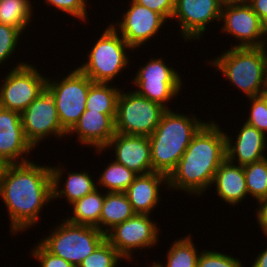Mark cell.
Instances as JSON below:
<instances>
[{
    "mask_svg": "<svg viewBox=\"0 0 267 267\" xmlns=\"http://www.w3.org/2000/svg\"><path fill=\"white\" fill-rule=\"evenodd\" d=\"M147 267H160L156 262H153V264L151 265L150 263V266L148 265Z\"/></svg>",
    "mask_w": 267,
    "mask_h": 267,
    "instance_id": "41",
    "label": "cell"
},
{
    "mask_svg": "<svg viewBox=\"0 0 267 267\" xmlns=\"http://www.w3.org/2000/svg\"><path fill=\"white\" fill-rule=\"evenodd\" d=\"M249 5L267 27V0H251Z\"/></svg>",
    "mask_w": 267,
    "mask_h": 267,
    "instance_id": "38",
    "label": "cell"
},
{
    "mask_svg": "<svg viewBox=\"0 0 267 267\" xmlns=\"http://www.w3.org/2000/svg\"><path fill=\"white\" fill-rule=\"evenodd\" d=\"M48 7L53 6L58 11L79 19L82 22H86L88 16V0H43Z\"/></svg>",
    "mask_w": 267,
    "mask_h": 267,
    "instance_id": "34",
    "label": "cell"
},
{
    "mask_svg": "<svg viewBox=\"0 0 267 267\" xmlns=\"http://www.w3.org/2000/svg\"><path fill=\"white\" fill-rule=\"evenodd\" d=\"M21 119L25 137L34 149L47 137H68L60 124L53 96L46 89L21 113Z\"/></svg>",
    "mask_w": 267,
    "mask_h": 267,
    "instance_id": "12",
    "label": "cell"
},
{
    "mask_svg": "<svg viewBox=\"0 0 267 267\" xmlns=\"http://www.w3.org/2000/svg\"><path fill=\"white\" fill-rule=\"evenodd\" d=\"M167 109L161 116L150 141L152 172L166 176L175 169L194 135L206 123L194 113H177Z\"/></svg>",
    "mask_w": 267,
    "mask_h": 267,
    "instance_id": "3",
    "label": "cell"
},
{
    "mask_svg": "<svg viewBox=\"0 0 267 267\" xmlns=\"http://www.w3.org/2000/svg\"><path fill=\"white\" fill-rule=\"evenodd\" d=\"M250 100L249 114L246 116L247 124L254 126L259 131L267 135V100L261 95L257 97H248Z\"/></svg>",
    "mask_w": 267,
    "mask_h": 267,
    "instance_id": "32",
    "label": "cell"
},
{
    "mask_svg": "<svg viewBox=\"0 0 267 267\" xmlns=\"http://www.w3.org/2000/svg\"><path fill=\"white\" fill-rule=\"evenodd\" d=\"M30 63L20 60L0 83V107L22 113L45 89L44 76Z\"/></svg>",
    "mask_w": 267,
    "mask_h": 267,
    "instance_id": "10",
    "label": "cell"
},
{
    "mask_svg": "<svg viewBox=\"0 0 267 267\" xmlns=\"http://www.w3.org/2000/svg\"><path fill=\"white\" fill-rule=\"evenodd\" d=\"M121 90L113 83L93 82L86 99V110L108 114L115 120Z\"/></svg>",
    "mask_w": 267,
    "mask_h": 267,
    "instance_id": "25",
    "label": "cell"
},
{
    "mask_svg": "<svg viewBox=\"0 0 267 267\" xmlns=\"http://www.w3.org/2000/svg\"><path fill=\"white\" fill-rule=\"evenodd\" d=\"M215 193L228 205H240L248 197L243 166L229 162L227 159L216 171L213 182Z\"/></svg>",
    "mask_w": 267,
    "mask_h": 267,
    "instance_id": "21",
    "label": "cell"
},
{
    "mask_svg": "<svg viewBox=\"0 0 267 267\" xmlns=\"http://www.w3.org/2000/svg\"><path fill=\"white\" fill-rule=\"evenodd\" d=\"M114 150L115 161L123 164L137 175L152 172L150 141L146 136L117 133L111 138L102 151Z\"/></svg>",
    "mask_w": 267,
    "mask_h": 267,
    "instance_id": "17",
    "label": "cell"
},
{
    "mask_svg": "<svg viewBox=\"0 0 267 267\" xmlns=\"http://www.w3.org/2000/svg\"><path fill=\"white\" fill-rule=\"evenodd\" d=\"M192 234L173 241L166 252V263L155 261L160 267H197L200 251L194 245Z\"/></svg>",
    "mask_w": 267,
    "mask_h": 267,
    "instance_id": "26",
    "label": "cell"
},
{
    "mask_svg": "<svg viewBox=\"0 0 267 267\" xmlns=\"http://www.w3.org/2000/svg\"><path fill=\"white\" fill-rule=\"evenodd\" d=\"M166 110L161 104L138 95L132 89L127 92L122 89L117 101L115 131L149 137Z\"/></svg>",
    "mask_w": 267,
    "mask_h": 267,
    "instance_id": "8",
    "label": "cell"
},
{
    "mask_svg": "<svg viewBox=\"0 0 267 267\" xmlns=\"http://www.w3.org/2000/svg\"><path fill=\"white\" fill-rule=\"evenodd\" d=\"M139 5L145 6L150 10L161 14L167 21L171 20L174 9L175 0H133Z\"/></svg>",
    "mask_w": 267,
    "mask_h": 267,
    "instance_id": "36",
    "label": "cell"
},
{
    "mask_svg": "<svg viewBox=\"0 0 267 267\" xmlns=\"http://www.w3.org/2000/svg\"><path fill=\"white\" fill-rule=\"evenodd\" d=\"M30 0H0V23L16 27L22 33L31 26L33 7ZM29 25V26H28Z\"/></svg>",
    "mask_w": 267,
    "mask_h": 267,
    "instance_id": "27",
    "label": "cell"
},
{
    "mask_svg": "<svg viewBox=\"0 0 267 267\" xmlns=\"http://www.w3.org/2000/svg\"><path fill=\"white\" fill-rule=\"evenodd\" d=\"M47 78L46 90L53 96L62 128L68 133L86 110V99L93 81L77 67L63 79Z\"/></svg>",
    "mask_w": 267,
    "mask_h": 267,
    "instance_id": "7",
    "label": "cell"
},
{
    "mask_svg": "<svg viewBox=\"0 0 267 267\" xmlns=\"http://www.w3.org/2000/svg\"><path fill=\"white\" fill-rule=\"evenodd\" d=\"M169 65L163 58L152 57L137 69L138 71L131 82L138 95L157 102L166 109H171L168 107V103L179 96L183 85L178 70L173 69L172 66L169 67Z\"/></svg>",
    "mask_w": 267,
    "mask_h": 267,
    "instance_id": "9",
    "label": "cell"
},
{
    "mask_svg": "<svg viewBox=\"0 0 267 267\" xmlns=\"http://www.w3.org/2000/svg\"><path fill=\"white\" fill-rule=\"evenodd\" d=\"M115 134V120L110 115L85 110L67 136L77 135L80 144L95 151L103 150Z\"/></svg>",
    "mask_w": 267,
    "mask_h": 267,
    "instance_id": "19",
    "label": "cell"
},
{
    "mask_svg": "<svg viewBox=\"0 0 267 267\" xmlns=\"http://www.w3.org/2000/svg\"><path fill=\"white\" fill-rule=\"evenodd\" d=\"M136 176V173L112 159L100 173L96 181L99 185L97 188L101 186L100 188L103 191L106 190L105 192H125Z\"/></svg>",
    "mask_w": 267,
    "mask_h": 267,
    "instance_id": "28",
    "label": "cell"
},
{
    "mask_svg": "<svg viewBox=\"0 0 267 267\" xmlns=\"http://www.w3.org/2000/svg\"><path fill=\"white\" fill-rule=\"evenodd\" d=\"M256 206H258V208H256V219H257V223L260 226V230L264 233V236L266 235L267 237V198H263L257 202Z\"/></svg>",
    "mask_w": 267,
    "mask_h": 267,
    "instance_id": "37",
    "label": "cell"
},
{
    "mask_svg": "<svg viewBox=\"0 0 267 267\" xmlns=\"http://www.w3.org/2000/svg\"><path fill=\"white\" fill-rule=\"evenodd\" d=\"M55 165L56 167L54 165L53 167L51 166L53 200L64 197L66 199L65 202H68L70 206L75 201L97 189V182L95 183L97 179L94 180L90 175L91 173H88V171H69V173H67L68 176L63 178L65 172L64 167L66 166L61 164ZM62 178L66 180L61 184V180H63Z\"/></svg>",
    "mask_w": 267,
    "mask_h": 267,
    "instance_id": "22",
    "label": "cell"
},
{
    "mask_svg": "<svg viewBox=\"0 0 267 267\" xmlns=\"http://www.w3.org/2000/svg\"><path fill=\"white\" fill-rule=\"evenodd\" d=\"M130 2V3H129ZM129 7L122 13L116 23L111 26L122 36L126 43L135 51L147 42L155 39L167 20L156 11L139 5L133 0L128 1ZM154 37V38H152Z\"/></svg>",
    "mask_w": 267,
    "mask_h": 267,
    "instance_id": "14",
    "label": "cell"
},
{
    "mask_svg": "<svg viewBox=\"0 0 267 267\" xmlns=\"http://www.w3.org/2000/svg\"><path fill=\"white\" fill-rule=\"evenodd\" d=\"M254 259L251 267H267V246Z\"/></svg>",
    "mask_w": 267,
    "mask_h": 267,
    "instance_id": "39",
    "label": "cell"
},
{
    "mask_svg": "<svg viewBox=\"0 0 267 267\" xmlns=\"http://www.w3.org/2000/svg\"><path fill=\"white\" fill-rule=\"evenodd\" d=\"M32 150L35 149L25 137L21 114L0 107V162L7 165L31 161L27 156Z\"/></svg>",
    "mask_w": 267,
    "mask_h": 267,
    "instance_id": "16",
    "label": "cell"
},
{
    "mask_svg": "<svg viewBox=\"0 0 267 267\" xmlns=\"http://www.w3.org/2000/svg\"><path fill=\"white\" fill-rule=\"evenodd\" d=\"M105 191L95 189L83 198L75 201L72 207L71 216L66 220L73 224L97 227L99 225L101 210L103 207Z\"/></svg>",
    "mask_w": 267,
    "mask_h": 267,
    "instance_id": "24",
    "label": "cell"
},
{
    "mask_svg": "<svg viewBox=\"0 0 267 267\" xmlns=\"http://www.w3.org/2000/svg\"><path fill=\"white\" fill-rule=\"evenodd\" d=\"M209 60L215 72H221L231 85L246 97L261 96L267 89V48L231 47Z\"/></svg>",
    "mask_w": 267,
    "mask_h": 267,
    "instance_id": "4",
    "label": "cell"
},
{
    "mask_svg": "<svg viewBox=\"0 0 267 267\" xmlns=\"http://www.w3.org/2000/svg\"><path fill=\"white\" fill-rule=\"evenodd\" d=\"M161 187L168 189V176L162 173L150 172L135 177L125 193L136 214H152L160 204Z\"/></svg>",
    "mask_w": 267,
    "mask_h": 267,
    "instance_id": "20",
    "label": "cell"
},
{
    "mask_svg": "<svg viewBox=\"0 0 267 267\" xmlns=\"http://www.w3.org/2000/svg\"><path fill=\"white\" fill-rule=\"evenodd\" d=\"M125 260L105 239L78 267H118Z\"/></svg>",
    "mask_w": 267,
    "mask_h": 267,
    "instance_id": "30",
    "label": "cell"
},
{
    "mask_svg": "<svg viewBox=\"0 0 267 267\" xmlns=\"http://www.w3.org/2000/svg\"><path fill=\"white\" fill-rule=\"evenodd\" d=\"M22 34L16 27L0 23V68L6 64L8 58L11 59L12 55L14 57Z\"/></svg>",
    "mask_w": 267,
    "mask_h": 267,
    "instance_id": "31",
    "label": "cell"
},
{
    "mask_svg": "<svg viewBox=\"0 0 267 267\" xmlns=\"http://www.w3.org/2000/svg\"><path fill=\"white\" fill-rule=\"evenodd\" d=\"M151 219L150 215L135 214L109 230L106 240L126 261H132L138 249H150L160 243V226Z\"/></svg>",
    "mask_w": 267,
    "mask_h": 267,
    "instance_id": "11",
    "label": "cell"
},
{
    "mask_svg": "<svg viewBox=\"0 0 267 267\" xmlns=\"http://www.w3.org/2000/svg\"><path fill=\"white\" fill-rule=\"evenodd\" d=\"M251 0H219L221 7L232 5H247Z\"/></svg>",
    "mask_w": 267,
    "mask_h": 267,
    "instance_id": "40",
    "label": "cell"
},
{
    "mask_svg": "<svg viewBox=\"0 0 267 267\" xmlns=\"http://www.w3.org/2000/svg\"><path fill=\"white\" fill-rule=\"evenodd\" d=\"M197 267H245L243 261L226 253L202 249Z\"/></svg>",
    "mask_w": 267,
    "mask_h": 267,
    "instance_id": "33",
    "label": "cell"
},
{
    "mask_svg": "<svg viewBox=\"0 0 267 267\" xmlns=\"http://www.w3.org/2000/svg\"><path fill=\"white\" fill-rule=\"evenodd\" d=\"M106 27L86 54V62L77 66L93 82L111 83L132 62L126 51L133 49L110 24Z\"/></svg>",
    "mask_w": 267,
    "mask_h": 267,
    "instance_id": "5",
    "label": "cell"
},
{
    "mask_svg": "<svg viewBox=\"0 0 267 267\" xmlns=\"http://www.w3.org/2000/svg\"><path fill=\"white\" fill-rule=\"evenodd\" d=\"M135 214L125 192H105L97 228L106 234L115 225L123 223Z\"/></svg>",
    "mask_w": 267,
    "mask_h": 267,
    "instance_id": "23",
    "label": "cell"
},
{
    "mask_svg": "<svg viewBox=\"0 0 267 267\" xmlns=\"http://www.w3.org/2000/svg\"><path fill=\"white\" fill-rule=\"evenodd\" d=\"M51 166L31 161L4 165L0 174V199L10 220V234L17 235L39 222L44 206L53 202ZM43 209V210H42Z\"/></svg>",
    "mask_w": 267,
    "mask_h": 267,
    "instance_id": "1",
    "label": "cell"
},
{
    "mask_svg": "<svg viewBox=\"0 0 267 267\" xmlns=\"http://www.w3.org/2000/svg\"><path fill=\"white\" fill-rule=\"evenodd\" d=\"M3 166H4V164H2V163L0 162V174H1V171H2Z\"/></svg>",
    "mask_w": 267,
    "mask_h": 267,
    "instance_id": "43",
    "label": "cell"
},
{
    "mask_svg": "<svg viewBox=\"0 0 267 267\" xmlns=\"http://www.w3.org/2000/svg\"><path fill=\"white\" fill-rule=\"evenodd\" d=\"M248 196L255 202L267 198V157L243 166Z\"/></svg>",
    "mask_w": 267,
    "mask_h": 267,
    "instance_id": "29",
    "label": "cell"
},
{
    "mask_svg": "<svg viewBox=\"0 0 267 267\" xmlns=\"http://www.w3.org/2000/svg\"><path fill=\"white\" fill-rule=\"evenodd\" d=\"M220 22H223V34L238 41L231 47H264L267 44V27L249 4L222 7Z\"/></svg>",
    "mask_w": 267,
    "mask_h": 267,
    "instance_id": "13",
    "label": "cell"
},
{
    "mask_svg": "<svg viewBox=\"0 0 267 267\" xmlns=\"http://www.w3.org/2000/svg\"><path fill=\"white\" fill-rule=\"evenodd\" d=\"M221 9L219 0H175L171 20L178 23L181 37L187 43L200 40L211 22H220Z\"/></svg>",
    "mask_w": 267,
    "mask_h": 267,
    "instance_id": "15",
    "label": "cell"
},
{
    "mask_svg": "<svg viewBox=\"0 0 267 267\" xmlns=\"http://www.w3.org/2000/svg\"><path fill=\"white\" fill-rule=\"evenodd\" d=\"M30 255L38 260L39 267H74L63 258L52 255L39 242L34 245Z\"/></svg>",
    "mask_w": 267,
    "mask_h": 267,
    "instance_id": "35",
    "label": "cell"
},
{
    "mask_svg": "<svg viewBox=\"0 0 267 267\" xmlns=\"http://www.w3.org/2000/svg\"><path fill=\"white\" fill-rule=\"evenodd\" d=\"M227 134L225 132L226 159L229 162L246 166L267 157V136L254 126L243 122L236 139Z\"/></svg>",
    "mask_w": 267,
    "mask_h": 267,
    "instance_id": "18",
    "label": "cell"
},
{
    "mask_svg": "<svg viewBox=\"0 0 267 267\" xmlns=\"http://www.w3.org/2000/svg\"><path fill=\"white\" fill-rule=\"evenodd\" d=\"M265 98H266V100H267V89L264 91V93L262 94Z\"/></svg>",
    "mask_w": 267,
    "mask_h": 267,
    "instance_id": "42",
    "label": "cell"
},
{
    "mask_svg": "<svg viewBox=\"0 0 267 267\" xmlns=\"http://www.w3.org/2000/svg\"><path fill=\"white\" fill-rule=\"evenodd\" d=\"M62 221L39 243L52 255L78 267L106 239V234L97 227L73 224L65 218Z\"/></svg>",
    "mask_w": 267,
    "mask_h": 267,
    "instance_id": "6",
    "label": "cell"
},
{
    "mask_svg": "<svg viewBox=\"0 0 267 267\" xmlns=\"http://www.w3.org/2000/svg\"><path fill=\"white\" fill-rule=\"evenodd\" d=\"M208 121L194 135L168 176L169 190L200 198L211 188L216 171L226 160V138L219 122Z\"/></svg>",
    "mask_w": 267,
    "mask_h": 267,
    "instance_id": "2",
    "label": "cell"
}]
</instances>
